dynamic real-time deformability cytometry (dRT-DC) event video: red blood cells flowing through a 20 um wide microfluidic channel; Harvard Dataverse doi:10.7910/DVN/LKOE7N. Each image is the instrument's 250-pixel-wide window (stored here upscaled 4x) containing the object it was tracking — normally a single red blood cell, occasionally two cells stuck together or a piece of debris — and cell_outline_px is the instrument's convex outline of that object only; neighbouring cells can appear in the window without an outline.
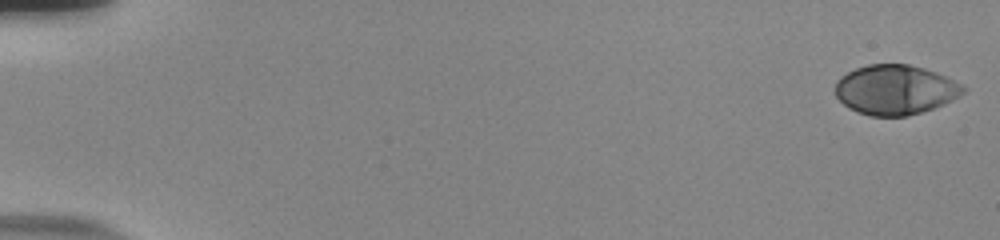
{"species": "human", "species_latin": "Homo sapiens", "temperature_condition": "room temperature", "stored_images_in_passage": 56, "camera_frame_rate_fps": 3000, "um_per_image_px": 0.085, "donor": {"sex": "male"}, "frame": {"image": 1, "passage_image": 1, "time_ms": 0.0, "image_size_px": [1000, 240], "cell_outline_px": [[968, 88], [964, 92], [952, 100], [944, 104], [908, 116], [872, 116], [856, 112], [848, 108], [836, 96], [836, 80], [840, 76], [856, 68], [868, 64], [908, 64], [924, 68], [936, 72]], "centroid_in_image_um": [76.08, 7.63], "position_along_channel_um": 8.9, "area_um2": 36.99}}
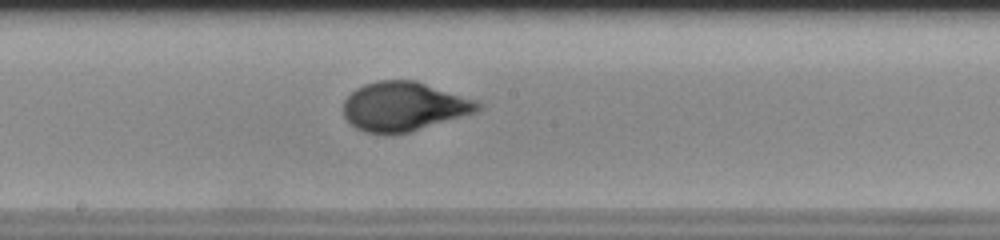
{"frame": {"image": 2, "passage_image": 32, "time_ms": 10.333, "image_size_px": [1000, 240], "cell_outline_px": [[484, 108], [476, 112], [408, 132], [384, 136], [364, 132], [356, 128], [344, 116], [344, 100], [356, 88], [364, 84], [380, 80], [416, 80], [480, 100], [484, 104]], "centroid_in_image_um": [34.37, 9.05], "position_along_channel_um": 213.8, "area_um2": 39.02}}
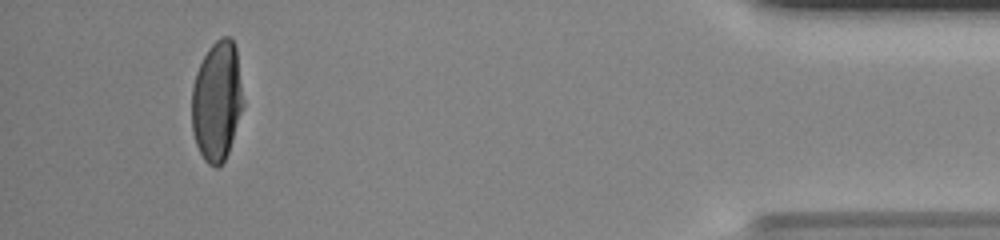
{"frame": {"image": 3, "passage_image": 53, "time_ms": 17.333, "image_size_px": [1000, 240], "cell_outline_px": [[244, 104], [228, 152], [224, 160], [216, 168], [208, 164], [204, 160], [196, 144], [192, 132], [192, 88], [196, 72], [208, 48], [216, 40], [224, 36], [228, 36], [232, 40], [236, 48], [244, 100]], "centroid_in_image_um": [18.44, 8.59], "position_along_channel_um": 416.8, "area_um2": 35.89}, "authors_computed_cell_mechanics": {"area_um2": 37.4544, "velocity_mm_per_s": 3.7062, "shape_relaxation_time_tau1_ms": 4.3646, "shape_relaxation_time_tau2_ms": null, "deformation_change_tau1": 0.2009, "deformation_change_tau2": null}}